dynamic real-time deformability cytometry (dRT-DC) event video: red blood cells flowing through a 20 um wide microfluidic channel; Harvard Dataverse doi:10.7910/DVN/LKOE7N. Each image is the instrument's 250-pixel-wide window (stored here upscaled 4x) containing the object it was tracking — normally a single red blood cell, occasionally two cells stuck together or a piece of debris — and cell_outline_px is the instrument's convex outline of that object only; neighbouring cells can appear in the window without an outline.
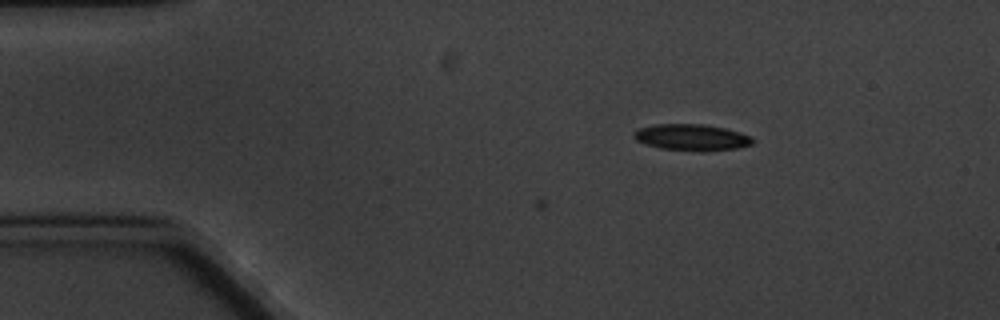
{"species": "common noctule bat (a hibernating species)", "species_latin": "Nyctalus noctula", "temperature_condition": "cold", "stored_images_in_passage": 4, "camera_frame_rate_fps": 3000, "um_per_image_px": 0.085, "animal": {"sex": "male", "body_mass_g": 20.1, "forearm_length_mm": 53.5}, "frame": {"image": 1, "passage_image": 4, "time_ms": 3.667, "image_size_px": [1000, 320], "cell_outline_px": [[756, 140], [752, 144], [736, 148], [704, 152], [700, 152], [660, 148], [644, 144], [636, 140], [632, 136], [632, 132], [640, 128], [656, 124], [704, 124], [724, 128], [740, 132], [752, 136]], "centroid_in_image_um": [58.8, 11.68], "position_along_channel_um": 26.2, "area_um2": 18.55}}